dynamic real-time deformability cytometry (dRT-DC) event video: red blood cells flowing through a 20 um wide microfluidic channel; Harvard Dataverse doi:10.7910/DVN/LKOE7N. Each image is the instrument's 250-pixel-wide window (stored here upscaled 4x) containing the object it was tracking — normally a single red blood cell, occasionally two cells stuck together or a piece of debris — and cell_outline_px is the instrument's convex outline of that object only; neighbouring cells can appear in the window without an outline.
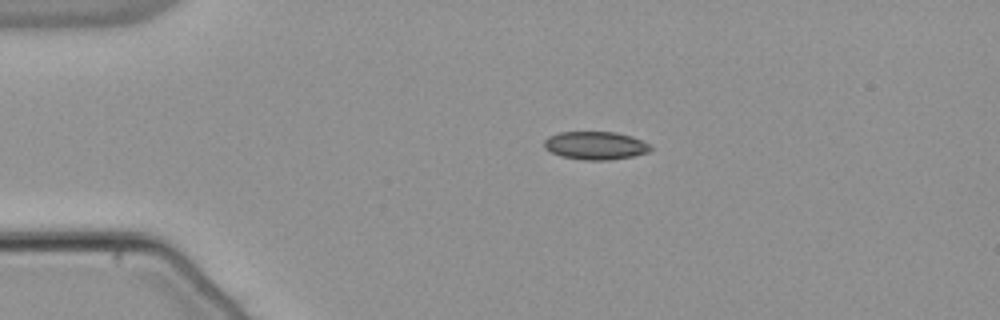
{"species": "common noctule bat (a hibernating species)", "species_latin": "Nyctalus noctula", "temperature_condition": "warm", "stored_images_in_passage": 43, "camera_frame_rate_fps": 3000, "um_per_image_px": 0.085, "animal": {"sex": "male", "body_mass_g": 21.5, "forearm_length_mm": 52.0}, "frame": {"image": 1, "passage_image": 1, "time_ms": 0.0, "image_size_px": [1000, 320], "cell_outline_px": [[652, 148], [648, 152], [632, 156], [608, 160], [584, 160], [560, 156], [544, 148], [544, 140], [548, 136], [560, 132], [616, 132], [632, 136], [648, 144]], "centroid_in_image_um": [50.58, 12.37], "position_along_channel_um": 34.4, "area_um2": 17.34}}
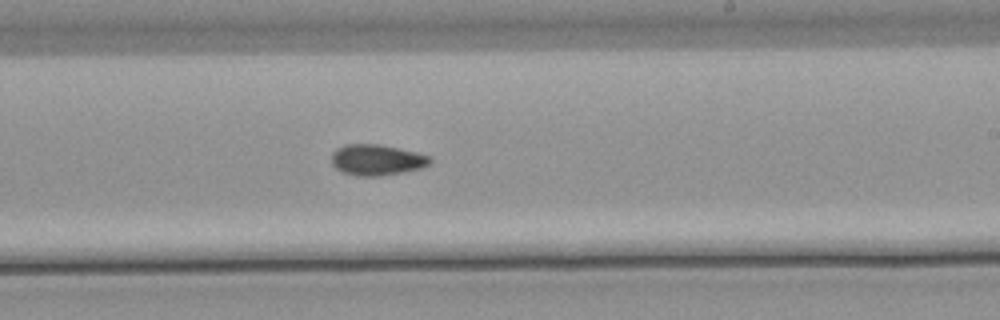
{"frame": {"image": 2, "passage_image": 22, "time_ms": 7.0, "image_size_px": [1000, 320], "cell_outline_px": [[432, 160], [428, 164], [420, 168], [380, 176], [360, 176], [344, 172], [336, 168], [332, 164], [332, 152], [336, 148], [344, 144], [380, 144], [416, 152], [432, 156]], "centroid_in_image_um": [32.01, 13.57], "position_along_channel_um": 257.0, "area_um2": 17.63}}
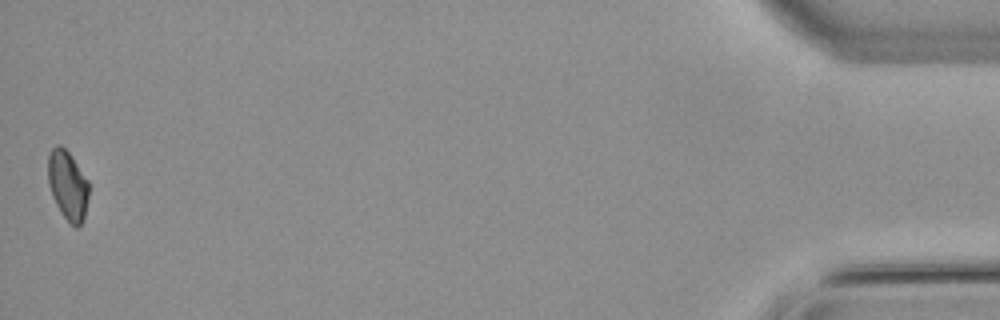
{"frame": {"image": 3, "passage_image": 43, "time_ms": 14.0, "image_size_px": [1000, 320], "cell_outline_px": [[88, 196], [84, 220], [76, 228], [64, 216], [56, 204], [52, 196], [48, 184], [48, 156], [52, 148], [56, 144], [60, 144], [68, 152], [88, 180]], "centroid_in_image_um": [5.75, 15.74], "position_along_channel_um": 429.5, "area_um2": 16.3}, "authors_computed_cell_mechanics": {"area_um2": 17.1088, "velocity_mm_per_s": 3.8231, "shape_relaxation_time_tau1_ms": 4.618, "shape_relaxation_time_tau2_ms": 10.9655, "deformation_change_tau1": 0.1152, "deformation_change_tau2": 0.1477}}